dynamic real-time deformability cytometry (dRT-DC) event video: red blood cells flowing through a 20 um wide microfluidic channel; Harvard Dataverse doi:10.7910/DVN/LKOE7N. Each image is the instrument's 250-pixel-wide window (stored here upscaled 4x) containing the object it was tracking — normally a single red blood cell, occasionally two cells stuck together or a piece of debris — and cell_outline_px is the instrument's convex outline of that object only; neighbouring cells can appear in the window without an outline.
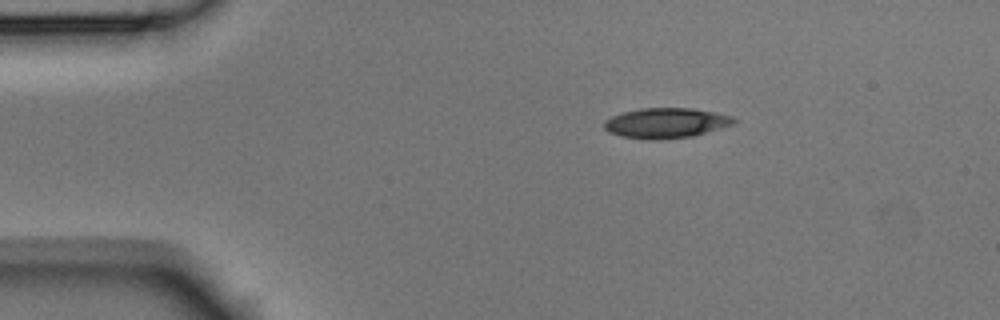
{"species": "Egyptian fruit bat (a non-hibernating species)", "species_latin": "Rousettus aegyptiacus", "temperature_condition": "room temperature", "stored_images_in_passage": 3, "camera_frame_rate_fps": 3000, "um_per_image_px": 0.085, "animal": {"sex": "male"}, "frame": {"image": 1, "passage_image": 1, "time_ms": 0.0, "image_size_px": [1000, 320], "cell_outline_px": [[736, 124], [692, 136], [656, 140], [620, 136], [608, 132], [604, 128], [604, 120], [612, 116], [624, 112], [640, 108], [692, 108], [732, 116], [736, 120]], "centroid_in_image_um": [56.6, 10.45], "position_along_channel_um": 28.4, "area_um2": 22.72}}
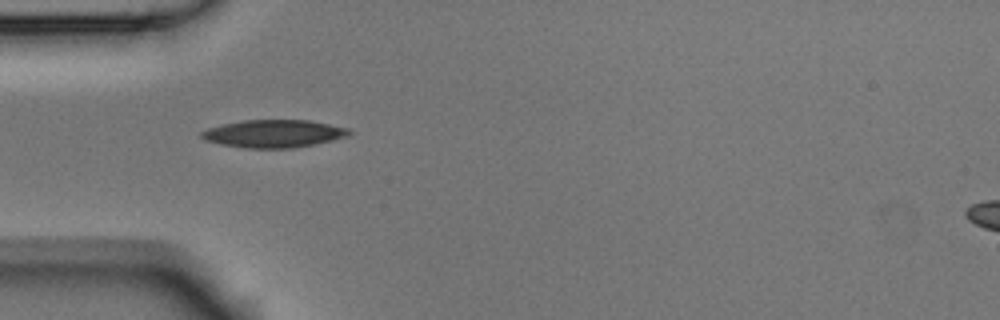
{"frame": {"image": 2, "passage_image": 3, "time_ms": 0.667, "image_size_px": [1000, 320], "cell_outline_px": [[352, 132], [348, 136], [332, 140], [292, 148], [248, 148], [220, 144], [204, 140], [200, 136], [200, 132], [208, 128], [224, 124], [244, 120], [308, 120], [348, 128]], "centroid_in_image_um": [23.24, 11.36], "position_along_channel_um": 61.8, "area_um2": 23.64}}